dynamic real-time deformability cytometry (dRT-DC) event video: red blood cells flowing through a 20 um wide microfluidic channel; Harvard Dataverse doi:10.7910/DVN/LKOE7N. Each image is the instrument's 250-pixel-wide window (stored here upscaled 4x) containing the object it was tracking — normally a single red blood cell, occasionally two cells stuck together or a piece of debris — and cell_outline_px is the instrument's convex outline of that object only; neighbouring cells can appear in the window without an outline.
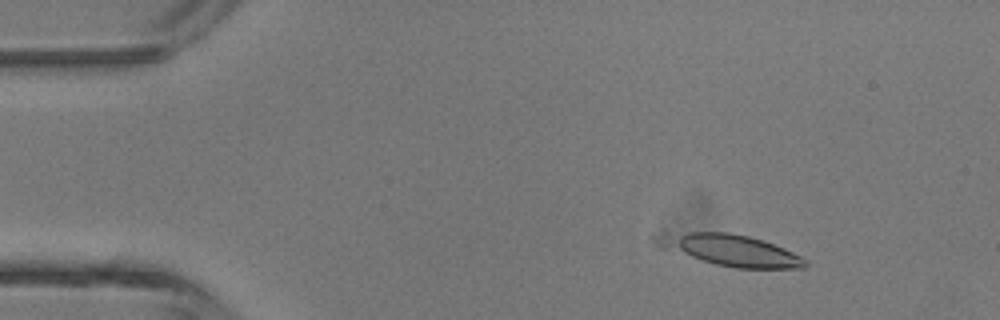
{"species": "common noctule bat (a hibernating species)", "species_latin": "Nyctalus noctula", "temperature_condition": "room temperature", "stored_images_in_passage": 4, "camera_frame_rate_fps": 3000, "um_per_image_px": 0.085, "animal": {"sex": "male", "body_mass_g": 13.3}, "frame": {"image": 1, "passage_image": 1, "time_ms": 0.0, "image_size_px": [1000, 320], "cell_outline_px": [[808, 264], [804, 268], [736, 268], [716, 264], [700, 260], [656, 248], [648, 236], [652, 232], [728, 232], [748, 236], [784, 248], [808, 260]], "centroid_in_image_um": [61.85, 21.23], "position_along_channel_um": 23.1, "area_um2": 27.86}}